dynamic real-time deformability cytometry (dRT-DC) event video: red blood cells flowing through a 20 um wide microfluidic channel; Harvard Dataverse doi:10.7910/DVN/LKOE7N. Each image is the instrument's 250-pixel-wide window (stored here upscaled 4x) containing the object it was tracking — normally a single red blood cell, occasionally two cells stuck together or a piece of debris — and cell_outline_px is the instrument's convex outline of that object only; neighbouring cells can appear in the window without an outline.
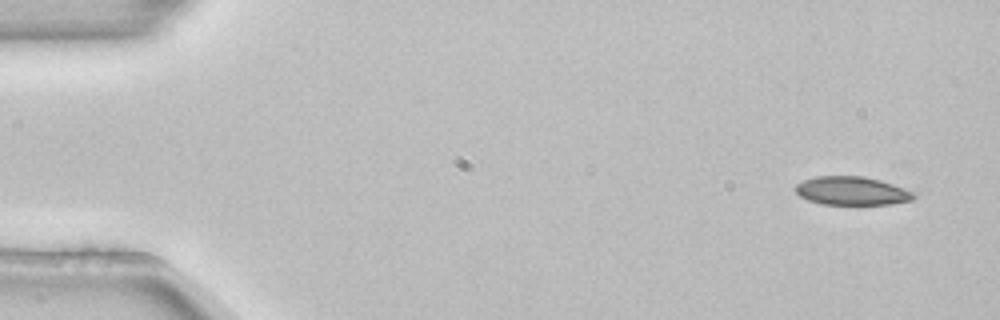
{"species": "common noctule bat (a hibernating species)", "species_latin": "Nyctalus noctula", "temperature_condition": "room temperature", "stored_images_in_passage": 4, "camera_frame_rate_fps": 3000, "um_per_image_px": 0.085, "animal": {"sex": "female", "body_mass_g": 22.7, "forearm_length_mm": 54.2}, "frame": {"image": 1, "passage_image": 1, "time_ms": 0.0, "image_size_px": [1000, 320], "cell_outline_px": [[916, 196], [912, 200], [892, 204], [820, 204], [808, 200], [800, 196], [796, 192], [796, 184], [804, 180], [816, 176], [864, 176], [880, 180], [892, 184], [912, 192]], "centroid_in_image_um": [72.38, 16.22], "position_along_channel_um": 12.6, "area_um2": 19.48}}